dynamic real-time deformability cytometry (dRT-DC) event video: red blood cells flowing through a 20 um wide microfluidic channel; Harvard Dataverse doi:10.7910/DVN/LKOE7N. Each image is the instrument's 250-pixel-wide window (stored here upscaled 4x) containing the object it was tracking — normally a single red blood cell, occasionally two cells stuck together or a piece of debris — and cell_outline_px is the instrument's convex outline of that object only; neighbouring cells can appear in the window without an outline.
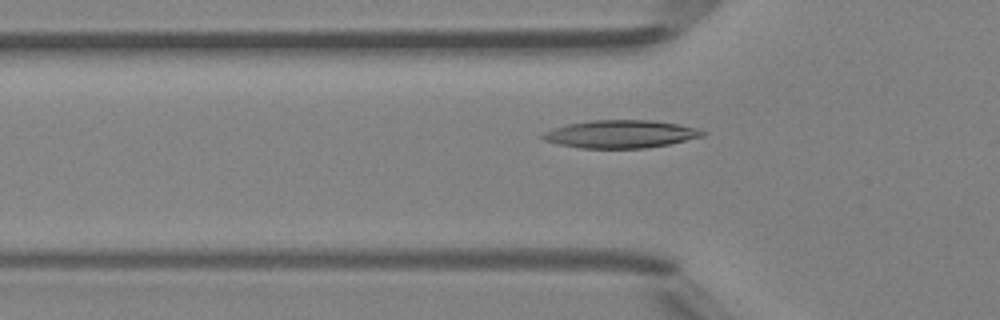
{"species": "Egyptian fruit bat (a non-hibernating species)", "species_latin": "Rousettus aegyptiacus", "temperature_condition": "room temperature", "stored_images_in_passage": 44, "camera_frame_rate_fps": 3000, "um_per_image_px": 0.085, "animal": {"sex": "female"}, "frame": {"image": 1, "passage_image": 16, "time_ms": 5.0, "image_size_px": [1000, 320], "cell_outline_px": [[708, 132], [704, 136], [668, 144], [648, 148], [580, 148], [560, 144], [544, 140], [540, 136], [544, 132], [568, 124], [592, 120], [652, 120], [680, 124], [700, 128]], "centroid_in_image_um": [52.83, 11.39], "position_along_channel_um": 73.0, "area_um2": 25.95}}
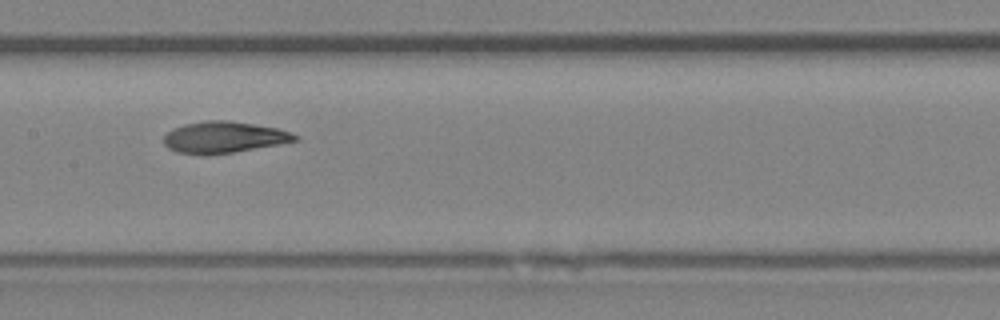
{"frame": {"image": 2, "passage_image": 24, "time_ms": 7.667, "image_size_px": [1000, 320], "cell_outline_px": [[300, 140], [280, 144], [232, 152], [200, 156], [176, 152], [168, 148], [164, 144], [164, 136], [172, 128], [184, 124], [204, 120], [228, 120], [276, 128], [300, 136]], "centroid_in_image_um": [18.99, 11.67], "position_along_channel_um": 188.4, "area_um2": 24.16}}
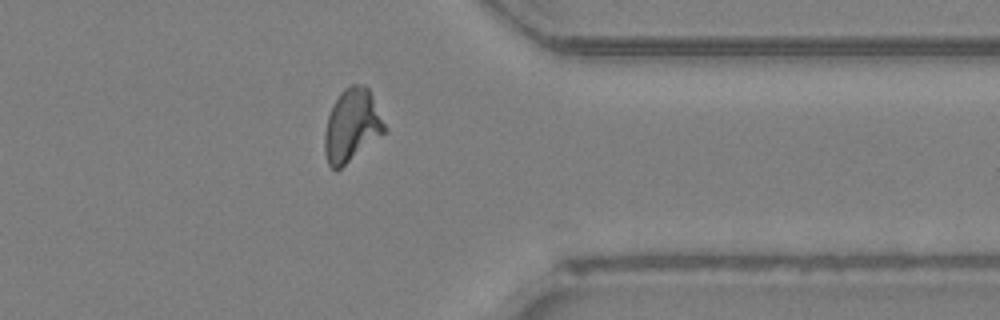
{"frame": {"image": 3, "passage_image": 38, "time_ms": 12.333, "image_size_px": [1000, 320], "cell_outline_px": [[388, 132], [336, 172], [328, 164], [324, 152], [324, 132], [328, 116], [332, 104], [340, 92], [344, 88], [352, 84], [364, 84], [368, 88], [388, 128]], "centroid_in_image_um": [29.92, 10.69], "position_along_channel_um": 381.5, "area_um2": 26.01}, "authors_computed_cell_mechanics": {"area_um2": 24.5939, "velocity_mm_per_s": 4.3446, "shape_relaxation_time_tau1_ms": 6.7784, "shape_relaxation_time_tau2_ms": 2.3742, "deformation_change_tau1": 0.2275, "deformation_change_tau2": 0.0994}}